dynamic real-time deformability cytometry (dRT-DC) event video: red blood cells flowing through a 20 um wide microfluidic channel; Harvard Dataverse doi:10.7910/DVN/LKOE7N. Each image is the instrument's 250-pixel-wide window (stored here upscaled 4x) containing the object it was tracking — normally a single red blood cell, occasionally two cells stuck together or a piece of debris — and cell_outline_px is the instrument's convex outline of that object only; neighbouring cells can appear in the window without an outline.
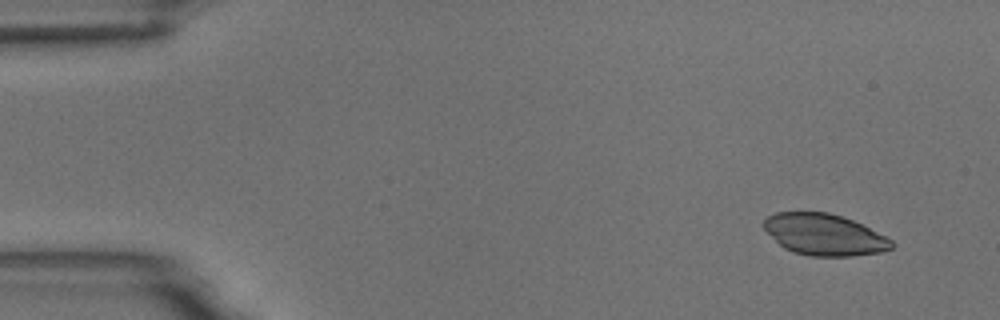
{"species": "common noctule bat (a hibernating species)", "species_latin": "Nyctalus noctula", "temperature_condition": "room temperature", "stored_images_in_passage": 9, "camera_frame_rate_fps": 3000, "um_per_image_px": 0.085, "animal": {"sex": "male", "body_mass_g": 18.8}, "frame": {"image": 1, "passage_image": 1, "time_ms": 0.0, "image_size_px": [1000, 320], "cell_outline_px": [[896, 244], [892, 248], [880, 252], [852, 256], [808, 256], [784, 248], [764, 228], [764, 220], [768, 216], [776, 212], [828, 212], [852, 220], [892, 240]], "centroid_in_image_um": [70.07, 19.95], "position_along_channel_um": 14.9, "area_um2": 30.4}}